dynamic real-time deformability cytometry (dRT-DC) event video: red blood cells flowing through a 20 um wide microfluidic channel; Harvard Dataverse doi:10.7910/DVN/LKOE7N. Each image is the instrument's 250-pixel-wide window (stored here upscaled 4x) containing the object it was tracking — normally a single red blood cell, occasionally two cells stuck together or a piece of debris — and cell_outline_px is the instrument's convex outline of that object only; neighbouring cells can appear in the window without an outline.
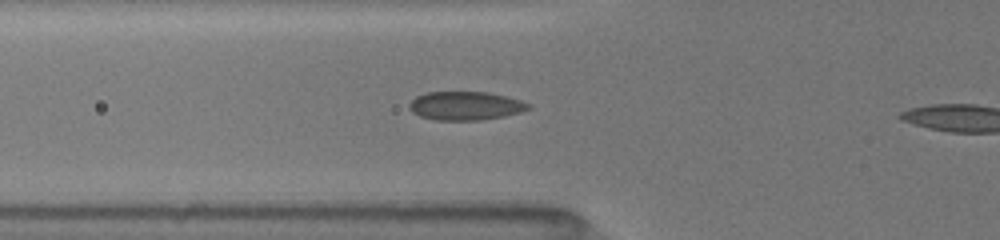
{"species": "common noctule bat (a hibernating species)", "species_latin": "Nyctalus noctula", "temperature_condition": "room temperature", "stored_images_in_passage": 7, "camera_frame_rate_fps": 3000, "um_per_image_px": 0.085, "animal": {"sex": "female", "body_mass_g": 19.5, "forearm_length_mm": 54.1}, "frame": {"image": 1, "passage_image": 6, "time_ms": 4.333, "image_size_px": [1000, 240], "cell_outline_px": [[532, 108], [520, 112], [504, 116], [480, 120], [436, 120], [420, 116], [412, 112], [408, 108], [408, 104], [416, 96], [428, 92], [488, 92], [520, 100], [532, 104]], "centroid_in_image_um": [39.56, 8.99], "position_along_channel_um": 86.2, "area_um2": 19.88}}